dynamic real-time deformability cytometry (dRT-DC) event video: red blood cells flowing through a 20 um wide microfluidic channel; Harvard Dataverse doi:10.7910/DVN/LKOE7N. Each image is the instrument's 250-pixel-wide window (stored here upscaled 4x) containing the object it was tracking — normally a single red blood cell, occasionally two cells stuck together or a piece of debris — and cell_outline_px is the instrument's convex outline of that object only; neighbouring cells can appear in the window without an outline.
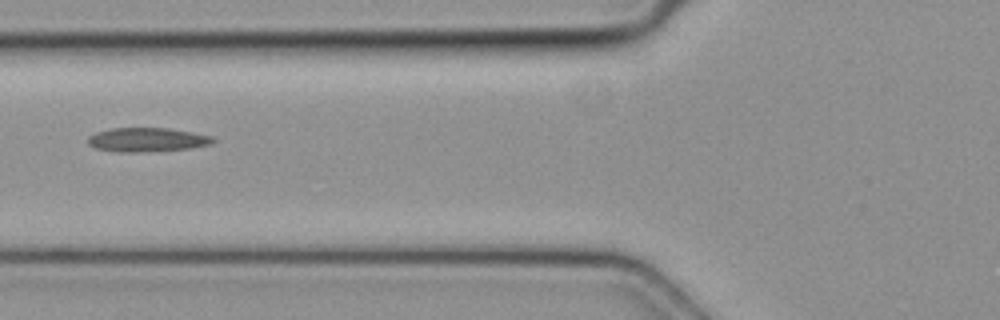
{"species": "common noctule bat (a hibernating species)", "species_latin": "Nyctalus noctula", "temperature_condition": "cold", "stored_images_in_passage": 2, "camera_frame_rate_fps": 3000, "um_per_image_px": 0.085, "animal": {"sex": "female", "body_mass_g": 19.3, "forearm_length_mm": 54.1}, "frame": {"image": 1, "passage_image": 2, "time_ms": 0.333, "image_size_px": [1000, 320], "cell_outline_px": [[216, 140], [212, 144], [192, 148], [136, 152], [120, 152], [96, 148], [88, 144], [88, 136], [96, 132], [112, 128], [168, 128], [192, 132], [212, 136]], "centroid_in_image_um": [12.52, 11.87], "position_along_channel_um": 113.3, "area_um2": 17.46}}